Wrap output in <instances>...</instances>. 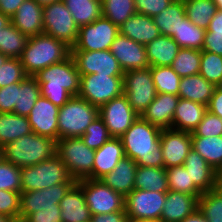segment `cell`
<instances>
[{"label": "cell", "mask_w": 222, "mask_h": 222, "mask_svg": "<svg viewBox=\"0 0 222 222\" xmlns=\"http://www.w3.org/2000/svg\"><path fill=\"white\" fill-rule=\"evenodd\" d=\"M161 130L139 116L120 137L125 157L134 160L137 166L164 167L160 147Z\"/></svg>", "instance_id": "cell-1"}, {"label": "cell", "mask_w": 222, "mask_h": 222, "mask_svg": "<svg viewBox=\"0 0 222 222\" xmlns=\"http://www.w3.org/2000/svg\"><path fill=\"white\" fill-rule=\"evenodd\" d=\"M34 77L40 85L41 96L59 108L80 90L81 75L71 55L40 70Z\"/></svg>", "instance_id": "cell-2"}, {"label": "cell", "mask_w": 222, "mask_h": 222, "mask_svg": "<svg viewBox=\"0 0 222 222\" xmlns=\"http://www.w3.org/2000/svg\"><path fill=\"white\" fill-rule=\"evenodd\" d=\"M70 55V47L44 33L28 37L25 49L20 57L28 76H35L40 70L65 60Z\"/></svg>", "instance_id": "cell-3"}, {"label": "cell", "mask_w": 222, "mask_h": 222, "mask_svg": "<svg viewBox=\"0 0 222 222\" xmlns=\"http://www.w3.org/2000/svg\"><path fill=\"white\" fill-rule=\"evenodd\" d=\"M56 154V141L31 132L3 147L4 160L17 167L36 165Z\"/></svg>", "instance_id": "cell-4"}, {"label": "cell", "mask_w": 222, "mask_h": 222, "mask_svg": "<svg viewBox=\"0 0 222 222\" xmlns=\"http://www.w3.org/2000/svg\"><path fill=\"white\" fill-rule=\"evenodd\" d=\"M99 116V108L82 97L72 96L58 114V139L81 137Z\"/></svg>", "instance_id": "cell-5"}, {"label": "cell", "mask_w": 222, "mask_h": 222, "mask_svg": "<svg viewBox=\"0 0 222 222\" xmlns=\"http://www.w3.org/2000/svg\"><path fill=\"white\" fill-rule=\"evenodd\" d=\"M66 165L55 154L33 166L21 168V192L41 190L61 183H76Z\"/></svg>", "instance_id": "cell-6"}, {"label": "cell", "mask_w": 222, "mask_h": 222, "mask_svg": "<svg viewBox=\"0 0 222 222\" xmlns=\"http://www.w3.org/2000/svg\"><path fill=\"white\" fill-rule=\"evenodd\" d=\"M56 155L66 165L76 181L93 179L95 150L89 148L81 137L63 138L56 141Z\"/></svg>", "instance_id": "cell-7"}, {"label": "cell", "mask_w": 222, "mask_h": 222, "mask_svg": "<svg viewBox=\"0 0 222 222\" xmlns=\"http://www.w3.org/2000/svg\"><path fill=\"white\" fill-rule=\"evenodd\" d=\"M44 34L63 41L72 48L78 39L79 27L61 0L43 7Z\"/></svg>", "instance_id": "cell-8"}, {"label": "cell", "mask_w": 222, "mask_h": 222, "mask_svg": "<svg viewBox=\"0 0 222 222\" xmlns=\"http://www.w3.org/2000/svg\"><path fill=\"white\" fill-rule=\"evenodd\" d=\"M123 85L130 106L141 116L157 96L150 67L125 71Z\"/></svg>", "instance_id": "cell-9"}, {"label": "cell", "mask_w": 222, "mask_h": 222, "mask_svg": "<svg viewBox=\"0 0 222 222\" xmlns=\"http://www.w3.org/2000/svg\"><path fill=\"white\" fill-rule=\"evenodd\" d=\"M77 183L82 187L91 215L125 211V198L112 190L102 180L86 178L78 180Z\"/></svg>", "instance_id": "cell-10"}, {"label": "cell", "mask_w": 222, "mask_h": 222, "mask_svg": "<svg viewBox=\"0 0 222 222\" xmlns=\"http://www.w3.org/2000/svg\"><path fill=\"white\" fill-rule=\"evenodd\" d=\"M124 93L123 77L107 75H81L79 97L100 108Z\"/></svg>", "instance_id": "cell-11"}, {"label": "cell", "mask_w": 222, "mask_h": 222, "mask_svg": "<svg viewBox=\"0 0 222 222\" xmlns=\"http://www.w3.org/2000/svg\"><path fill=\"white\" fill-rule=\"evenodd\" d=\"M119 34V27L101 16L93 23L79 27L78 39L70 51L110 50Z\"/></svg>", "instance_id": "cell-12"}, {"label": "cell", "mask_w": 222, "mask_h": 222, "mask_svg": "<svg viewBox=\"0 0 222 222\" xmlns=\"http://www.w3.org/2000/svg\"><path fill=\"white\" fill-rule=\"evenodd\" d=\"M167 192L134 189L124 199L128 220L161 218Z\"/></svg>", "instance_id": "cell-13"}, {"label": "cell", "mask_w": 222, "mask_h": 222, "mask_svg": "<svg viewBox=\"0 0 222 222\" xmlns=\"http://www.w3.org/2000/svg\"><path fill=\"white\" fill-rule=\"evenodd\" d=\"M70 55L80 75L96 73L108 77H123L124 72L110 50L70 51Z\"/></svg>", "instance_id": "cell-14"}, {"label": "cell", "mask_w": 222, "mask_h": 222, "mask_svg": "<svg viewBox=\"0 0 222 222\" xmlns=\"http://www.w3.org/2000/svg\"><path fill=\"white\" fill-rule=\"evenodd\" d=\"M99 117L104 121L110 135L120 138L139 117L123 93L99 108Z\"/></svg>", "instance_id": "cell-15"}, {"label": "cell", "mask_w": 222, "mask_h": 222, "mask_svg": "<svg viewBox=\"0 0 222 222\" xmlns=\"http://www.w3.org/2000/svg\"><path fill=\"white\" fill-rule=\"evenodd\" d=\"M74 184L61 183L41 190L21 192L19 222H23L30 214L38 212L42 208L59 204Z\"/></svg>", "instance_id": "cell-16"}, {"label": "cell", "mask_w": 222, "mask_h": 222, "mask_svg": "<svg viewBox=\"0 0 222 222\" xmlns=\"http://www.w3.org/2000/svg\"><path fill=\"white\" fill-rule=\"evenodd\" d=\"M160 147L165 168L181 166L192 149L191 133L172 128L162 129Z\"/></svg>", "instance_id": "cell-17"}, {"label": "cell", "mask_w": 222, "mask_h": 222, "mask_svg": "<svg viewBox=\"0 0 222 222\" xmlns=\"http://www.w3.org/2000/svg\"><path fill=\"white\" fill-rule=\"evenodd\" d=\"M110 52L118 60L123 72L149 67L146 47L120 33L111 44Z\"/></svg>", "instance_id": "cell-18"}, {"label": "cell", "mask_w": 222, "mask_h": 222, "mask_svg": "<svg viewBox=\"0 0 222 222\" xmlns=\"http://www.w3.org/2000/svg\"><path fill=\"white\" fill-rule=\"evenodd\" d=\"M58 114L59 107L48 99L39 97L28 115L32 132L37 135L58 140Z\"/></svg>", "instance_id": "cell-19"}, {"label": "cell", "mask_w": 222, "mask_h": 222, "mask_svg": "<svg viewBox=\"0 0 222 222\" xmlns=\"http://www.w3.org/2000/svg\"><path fill=\"white\" fill-rule=\"evenodd\" d=\"M42 19L43 7L35 0H24L10 21L21 33L33 37L44 33Z\"/></svg>", "instance_id": "cell-20"}, {"label": "cell", "mask_w": 222, "mask_h": 222, "mask_svg": "<svg viewBox=\"0 0 222 222\" xmlns=\"http://www.w3.org/2000/svg\"><path fill=\"white\" fill-rule=\"evenodd\" d=\"M201 195H190L168 191L160 220L162 222H181L198 209Z\"/></svg>", "instance_id": "cell-21"}, {"label": "cell", "mask_w": 222, "mask_h": 222, "mask_svg": "<svg viewBox=\"0 0 222 222\" xmlns=\"http://www.w3.org/2000/svg\"><path fill=\"white\" fill-rule=\"evenodd\" d=\"M179 99L177 95L157 93L156 98L142 113L141 117L161 129L172 128L173 116Z\"/></svg>", "instance_id": "cell-22"}, {"label": "cell", "mask_w": 222, "mask_h": 222, "mask_svg": "<svg viewBox=\"0 0 222 222\" xmlns=\"http://www.w3.org/2000/svg\"><path fill=\"white\" fill-rule=\"evenodd\" d=\"M124 157L125 154L121 139L112 137L95 150L93 179H101L110 173Z\"/></svg>", "instance_id": "cell-23"}, {"label": "cell", "mask_w": 222, "mask_h": 222, "mask_svg": "<svg viewBox=\"0 0 222 222\" xmlns=\"http://www.w3.org/2000/svg\"><path fill=\"white\" fill-rule=\"evenodd\" d=\"M59 205L63 222H90L92 215L86 204L82 187L77 182L61 199Z\"/></svg>", "instance_id": "cell-24"}, {"label": "cell", "mask_w": 222, "mask_h": 222, "mask_svg": "<svg viewBox=\"0 0 222 222\" xmlns=\"http://www.w3.org/2000/svg\"><path fill=\"white\" fill-rule=\"evenodd\" d=\"M119 33L144 46L161 35L153 17L140 13H135L119 26Z\"/></svg>", "instance_id": "cell-25"}, {"label": "cell", "mask_w": 222, "mask_h": 222, "mask_svg": "<svg viewBox=\"0 0 222 222\" xmlns=\"http://www.w3.org/2000/svg\"><path fill=\"white\" fill-rule=\"evenodd\" d=\"M136 168L137 164L134 160L124 157L110 173L100 180L125 198L135 189Z\"/></svg>", "instance_id": "cell-26"}, {"label": "cell", "mask_w": 222, "mask_h": 222, "mask_svg": "<svg viewBox=\"0 0 222 222\" xmlns=\"http://www.w3.org/2000/svg\"><path fill=\"white\" fill-rule=\"evenodd\" d=\"M206 111L207 106L180 98L174 112L172 129L194 132Z\"/></svg>", "instance_id": "cell-27"}, {"label": "cell", "mask_w": 222, "mask_h": 222, "mask_svg": "<svg viewBox=\"0 0 222 222\" xmlns=\"http://www.w3.org/2000/svg\"><path fill=\"white\" fill-rule=\"evenodd\" d=\"M183 166L189 172L191 181L202 192L213 190L215 170L193 148L189 151Z\"/></svg>", "instance_id": "cell-28"}, {"label": "cell", "mask_w": 222, "mask_h": 222, "mask_svg": "<svg viewBox=\"0 0 222 222\" xmlns=\"http://www.w3.org/2000/svg\"><path fill=\"white\" fill-rule=\"evenodd\" d=\"M216 86L204 79L199 73L181 77L179 98L190 100L207 106Z\"/></svg>", "instance_id": "cell-29"}, {"label": "cell", "mask_w": 222, "mask_h": 222, "mask_svg": "<svg viewBox=\"0 0 222 222\" xmlns=\"http://www.w3.org/2000/svg\"><path fill=\"white\" fill-rule=\"evenodd\" d=\"M145 47L149 67L170 66L180 50L178 43L166 35L158 36Z\"/></svg>", "instance_id": "cell-30"}, {"label": "cell", "mask_w": 222, "mask_h": 222, "mask_svg": "<svg viewBox=\"0 0 222 222\" xmlns=\"http://www.w3.org/2000/svg\"><path fill=\"white\" fill-rule=\"evenodd\" d=\"M32 132L26 116L0 113V147Z\"/></svg>", "instance_id": "cell-31"}, {"label": "cell", "mask_w": 222, "mask_h": 222, "mask_svg": "<svg viewBox=\"0 0 222 222\" xmlns=\"http://www.w3.org/2000/svg\"><path fill=\"white\" fill-rule=\"evenodd\" d=\"M134 188L155 192H168L166 168L137 166Z\"/></svg>", "instance_id": "cell-32"}, {"label": "cell", "mask_w": 222, "mask_h": 222, "mask_svg": "<svg viewBox=\"0 0 222 222\" xmlns=\"http://www.w3.org/2000/svg\"><path fill=\"white\" fill-rule=\"evenodd\" d=\"M186 17L183 0H174L161 13L155 15L153 20L159 28L161 35L172 37L177 32L181 21Z\"/></svg>", "instance_id": "cell-33"}, {"label": "cell", "mask_w": 222, "mask_h": 222, "mask_svg": "<svg viewBox=\"0 0 222 222\" xmlns=\"http://www.w3.org/2000/svg\"><path fill=\"white\" fill-rule=\"evenodd\" d=\"M39 97H41V89L37 79L34 76H27L19 82L17 104L12 113L28 117Z\"/></svg>", "instance_id": "cell-34"}, {"label": "cell", "mask_w": 222, "mask_h": 222, "mask_svg": "<svg viewBox=\"0 0 222 222\" xmlns=\"http://www.w3.org/2000/svg\"><path fill=\"white\" fill-rule=\"evenodd\" d=\"M192 148L214 169L222 167V135L191 136Z\"/></svg>", "instance_id": "cell-35"}, {"label": "cell", "mask_w": 222, "mask_h": 222, "mask_svg": "<svg viewBox=\"0 0 222 222\" xmlns=\"http://www.w3.org/2000/svg\"><path fill=\"white\" fill-rule=\"evenodd\" d=\"M78 27L93 23L102 16V2L97 0H62Z\"/></svg>", "instance_id": "cell-36"}, {"label": "cell", "mask_w": 222, "mask_h": 222, "mask_svg": "<svg viewBox=\"0 0 222 222\" xmlns=\"http://www.w3.org/2000/svg\"><path fill=\"white\" fill-rule=\"evenodd\" d=\"M27 40L28 37L10 22L0 30V53L9 58L20 59Z\"/></svg>", "instance_id": "cell-37"}, {"label": "cell", "mask_w": 222, "mask_h": 222, "mask_svg": "<svg viewBox=\"0 0 222 222\" xmlns=\"http://www.w3.org/2000/svg\"><path fill=\"white\" fill-rule=\"evenodd\" d=\"M206 29L196 26L187 17H185L177 32L172 38L178 43L180 48H189L202 50L204 44Z\"/></svg>", "instance_id": "cell-38"}, {"label": "cell", "mask_w": 222, "mask_h": 222, "mask_svg": "<svg viewBox=\"0 0 222 222\" xmlns=\"http://www.w3.org/2000/svg\"><path fill=\"white\" fill-rule=\"evenodd\" d=\"M186 17L196 26L207 29L217 7L212 0H183Z\"/></svg>", "instance_id": "cell-39"}, {"label": "cell", "mask_w": 222, "mask_h": 222, "mask_svg": "<svg viewBox=\"0 0 222 222\" xmlns=\"http://www.w3.org/2000/svg\"><path fill=\"white\" fill-rule=\"evenodd\" d=\"M201 52V50L180 48L170 66L180 77L198 74L201 65Z\"/></svg>", "instance_id": "cell-40"}, {"label": "cell", "mask_w": 222, "mask_h": 222, "mask_svg": "<svg viewBox=\"0 0 222 222\" xmlns=\"http://www.w3.org/2000/svg\"><path fill=\"white\" fill-rule=\"evenodd\" d=\"M150 72L158 94L167 93L178 96L181 77L173 71L171 66L150 67Z\"/></svg>", "instance_id": "cell-41"}, {"label": "cell", "mask_w": 222, "mask_h": 222, "mask_svg": "<svg viewBox=\"0 0 222 222\" xmlns=\"http://www.w3.org/2000/svg\"><path fill=\"white\" fill-rule=\"evenodd\" d=\"M166 178L170 191H177L190 195H202V191L191 181L189 172L181 166L166 168Z\"/></svg>", "instance_id": "cell-42"}, {"label": "cell", "mask_w": 222, "mask_h": 222, "mask_svg": "<svg viewBox=\"0 0 222 222\" xmlns=\"http://www.w3.org/2000/svg\"><path fill=\"white\" fill-rule=\"evenodd\" d=\"M136 13L134 0H103L102 16L118 27Z\"/></svg>", "instance_id": "cell-43"}, {"label": "cell", "mask_w": 222, "mask_h": 222, "mask_svg": "<svg viewBox=\"0 0 222 222\" xmlns=\"http://www.w3.org/2000/svg\"><path fill=\"white\" fill-rule=\"evenodd\" d=\"M198 209L208 222H222V195L215 190L203 192L198 200Z\"/></svg>", "instance_id": "cell-44"}, {"label": "cell", "mask_w": 222, "mask_h": 222, "mask_svg": "<svg viewBox=\"0 0 222 222\" xmlns=\"http://www.w3.org/2000/svg\"><path fill=\"white\" fill-rule=\"evenodd\" d=\"M199 74L215 86L222 80V56L212 52H201Z\"/></svg>", "instance_id": "cell-45"}, {"label": "cell", "mask_w": 222, "mask_h": 222, "mask_svg": "<svg viewBox=\"0 0 222 222\" xmlns=\"http://www.w3.org/2000/svg\"><path fill=\"white\" fill-rule=\"evenodd\" d=\"M112 138L104 121L98 116L81 136L83 142L91 149L97 150Z\"/></svg>", "instance_id": "cell-46"}, {"label": "cell", "mask_w": 222, "mask_h": 222, "mask_svg": "<svg viewBox=\"0 0 222 222\" xmlns=\"http://www.w3.org/2000/svg\"><path fill=\"white\" fill-rule=\"evenodd\" d=\"M21 192V168L2 160L0 162V190Z\"/></svg>", "instance_id": "cell-47"}, {"label": "cell", "mask_w": 222, "mask_h": 222, "mask_svg": "<svg viewBox=\"0 0 222 222\" xmlns=\"http://www.w3.org/2000/svg\"><path fill=\"white\" fill-rule=\"evenodd\" d=\"M27 76L20 59L8 58L4 65L0 67V88L15 82H21Z\"/></svg>", "instance_id": "cell-48"}, {"label": "cell", "mask_w": 222, "mask_h": 222, "mask_svg": "<svg viewBox=\"0 0 222 222\" xmlns=\"http://www.w3.org/2000/svg\"><path fill=\"white\" fill-rule=\"evenodd\" d=\"M21 192L0 190V214L7 215L19 222Z\"/></svg>", "instance_id": "cell-49"}, {"label": "cell", "mask_w": 222, "mask_h": 222, "mask_svg": "<svg viewBox=\"0 0 222 222\" xmlns=\"http://www.w3.org/2000/svg\"><path fill=\"white\" fill-rule=\"evenodd\" d=\"M222 135V119L208 110L205 112L203 119L198 127L191 133V136H221Z\"/></svg>", "instance_id": "cell-50"}, {"label": "cell", "mask_w": 222, "mask_h": 222, "mask_svg": "<svg viewBox=\"0 0 222 222\" xmlns=\"http://www.w3.org/2000/svg\"><path fill=\"white\" fill-rule=\"evenodd\" d=\"M174 0H134L136 13L154 17L167 8Z\"/></svg>", "instance_id": "cell-51"}, {"label": "cell", "mask_w": 222, "mask_h": 222, "mask_svg": "<svg viewBox=\"0 0 222 222\" xmlns=\"http://www.w3.org/2000/svg\"><path fill=\"white\" fill-rule=\"evenodd\" d=\"M19 82L0 88V113H12L17 104Z\"/></svg>", "instance_id": "cell-52"}, {"label": "cell", "mask_w": 222, "mask_h": 222, "mask_svg": "<svg viewBox=\"0 0 222 222\" xmlns=\"http://www.w3.org/2000/svg\"><path fill=\"white\" fill-rule=\"evenodd\" d=\"M60 212V205L54 204V207L42 208L30 214L23 222H63Z\"/></svg>", "instance_id": "cell-53"}, {"label": "cell", "mask_w": 222, "mask_h": 222, "mask_svg": "<svg viewBox=\"0 0 222 222\" xmlns=\"http://www.w3.org/2000/svg\"><path fill=\"white\" fill-rule=\"evenodd\" d=\"M201 51L212 52L222 56V36L211 35L209 32L206 31L204 44Z\"/></svg>", "instance_id": "cell-54"}, {"label": "cell", "mask_w": 222, "mask_h": 222, "mask_svg": "<svg viewBox=\"0 0 222 222\" xmlns=\"http://www.w3.org/2000/svg\"><path fill=\"white\" fill-rule=\"evenodd\" d=\"M128 216L125 211H116L113 213L92 215L90 222H128Z\"/></svg>", "instance_id": "cell-55"}, {"label": "cell", "mask_w": 222, "mask_h": 222, "mask_svg": "<svg viewBox=\"0 0 222 222\" xmlns=\"http://www.w3.org/2000/svg\"><path fill=\"white\" fill-rule=\"evenodd\" d=\"M207 110L222 119V92L215 88L213 96L211 97Z\"/></svg>", "instance_id": "cell-56"}, {"label": "cell", "mask_w": 222, "mask_h": 222, "mask_svg": "<svg viewBox=\"0 0 222 222\" xmlns=\"http://www.w3.org/2000/svg\"><path fill=\"white\" fill-rule=\"evenodd\" d=\"M24 0H0V11L11 18Z\"/></svg>", "instance_id": "cell-57"}, {"label": "cell", "mask_w": 222, "mask_h": 222, "mask_svg": "<svg viewBox=\"0 0 222 222\" xmlns=\"http://www.w3.org/2000/svg\"><path fill=\"white\" fill-rule=\"evenodd\" d=\"M211 35L222 36V11L217 10L206 29Z\"/></svg>", "instance_id": "cell-58"}, {"label": "cell", "mask_w": 222, "mask_h": 222, "mask_svg": "<svg viewBox=\"0 0 222 222\" xmlns=\"http://www.w3.org/2000/svg\"><path fill=\"white\" fill-rule=\"evenodd\" d=\"M213 190L222 195V167L215 170Z\"/></svg>", "instance_id": "cell-59"}, {"label": "cell", "mask_w": 222, "mask_h": 222, "mask_svg": "<svg viewBox=\"0 0 222 222\" xmlns=\"http://www.w3.org/2000/svg\"><path fill=\"white\" fill-rule=\"evenodd\" d=\"M181 222H208V220L204 217V215L197 209L193 214L187 216Z\"/></svg>", "instance_id": "cell-60"}, {"label": "cell", "mask_w": 222, "mask_h": 222, "mask_svg": "<svg viewBox=\"0 0 222 222\" xmlns=\"http://www.w3.org/2000/svg\"><path fill=\"white\" fill-rule=\"evenodd\" d=\"M10 18L0 11V30L10 23Z\"/></svg>", "instance_id": "cell-61"}, {"label": "cell", "mask_w": 222, "mask_h": 222, "mask_svg": "<svg viewBox=\"0 0 222 222\" xmlns=\"http://www.w3.org/2000/svg\"><path fill=\"white\" fill-rule=\"evenodd\" d=\"M39 5H41L42 7L47 6L49 4L52 3H56L59 2L61 0H35Z\"/></svg>", "instance_id": "cell-62"}, {"label": "cell", "mask_w": 222, "mask_h": 222, "mask_svg": "<svg viewBox=\"0 0 222 222\" xmlns=\"http://www.w3.org/2000/svg\"><path fill=\"white\" fill-rule=\"evenodd\" d=\"M0 222H16V221L7 215L0 214Z\"/></svg>", "instance_id": "cell-63"}, {"label": "cell", "mask_w": 222, "mask_h": 222, "mask_svg": "<svg viewBox=\"0 0 222 222\" xmlns=\"http://www.w3.org/2000/svg\"><path fill=\"white\" fill-rule=\"evenodd\" d=\"M128 222H162L158 219H135V220H129Z\"/></svg>", "instance_id": "cell-64"}, {"label": "cell", "mask_w": 222, "mask_h": 222, "mask_svg": "<svg viewBox=\"0 0 222 222\" xmlns=\"http://www.w3.org/2000/svg\"><path fill=\"white\" fill-rule=\"evenodd\" d=\"M8 58L9 57L7 55H4V54L0 53V67L2 65H4V63L7 61Z\"/></svg>", "instance_id": "cell-65"}, {"label": "cell", "mask_w": 222, "mask_h": 222, "mask_svg": "<svg viewBox=\"0 0 222 222\" xmlns=\"http://www.w3.org/2000/svg\"><path fill=\"white\" fill-rule=\"evenodd\" d=\"M212 1L215 3L217 10L222 11V0H212Z\"/></svg>", "instance_id": "cell-66"}, {"label": "cell", "mask_w": 222, "mask_h": 222, "mask_svg": "<svg viewBox=\"0 0 222 222\" xmlns=\"http://www.w3.org/2000/svg\"><path fill=\"white\" fill-rule=\"evenodd\" d=\"M4 159L3 147H0V162Z\"/></svg>", "instance_id": "cell-67"}, {"label": "cell", "mask_w": 222, "mask_h": 222, "mask_svg": "<svg viewBox=\"0 0 222 222\" xmlns=\"http://www.w3.org/2000/svg\"><path fill=\"white\" fill-rule=\"evenodd\" d=\"M216 88L222 92V80L217 84Z\"/></svg>", "instance_id": "cell-68"}]
</instances>
